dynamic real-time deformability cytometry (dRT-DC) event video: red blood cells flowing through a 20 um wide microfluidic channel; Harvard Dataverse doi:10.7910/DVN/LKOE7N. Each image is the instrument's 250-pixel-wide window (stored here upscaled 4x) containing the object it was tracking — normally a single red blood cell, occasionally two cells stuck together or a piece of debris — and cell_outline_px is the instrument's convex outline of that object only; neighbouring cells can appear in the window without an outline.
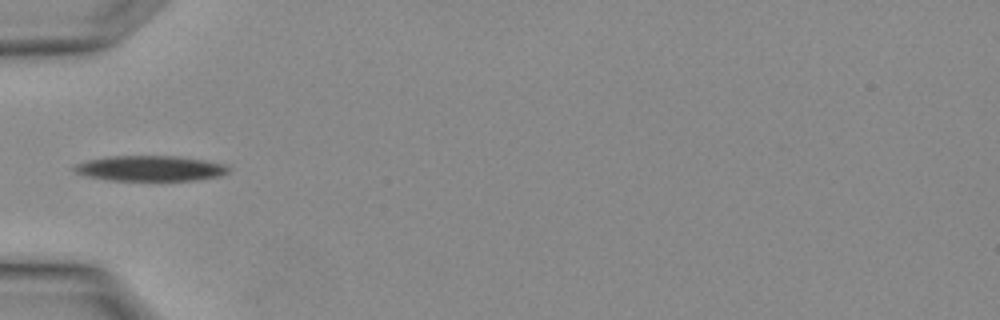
{"species": "Egyptian fruit bat (a non-hibernating species)", "species_latin": "Rousettus aegyptiacus", "temperature_condition": "warm", "stored_images_in_passage": 2, "camera_frame_rate_fps": 3000, "um_per_image_px": 0.085, "animal": {"sex": "female"}, "frame": {"image": 1, "passage_image": 2, "time_ms": 0.333, "image_size_px": [1000, 320], "cell_outline_px": [[232, 168], [228, 172], [220, 176], [200, 180], [108, 180], [88, 176], [76, 172], [72, 168], [72, 164], [88, 160], [108, 156], [176, 156], [204, 160], [228, 164]], "centroid_in_image_um": [12.81, 14.31], "position_along_channel_um": 72.2, "area_um2": 23.0}}